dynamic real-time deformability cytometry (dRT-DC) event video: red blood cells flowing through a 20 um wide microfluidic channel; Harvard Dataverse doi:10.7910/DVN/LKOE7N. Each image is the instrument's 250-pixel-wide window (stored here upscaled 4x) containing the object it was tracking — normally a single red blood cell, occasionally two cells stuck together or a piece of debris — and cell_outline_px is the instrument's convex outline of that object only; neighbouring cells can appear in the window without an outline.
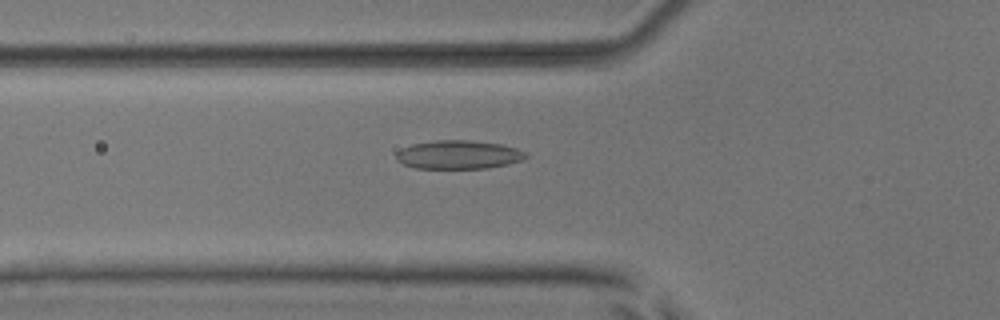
{"species": "common noctule bat (a hibernating species)", "species_latin": "Nyctalus noctula", "temperature_condition": "room temperature", "stored_images_in_passage": 40, "camera_frame_rate_fps": 3000, "um_per_image_px": 0.085, "animal": {"sex": "male", "body_mass_g": 17.9, "forearm_length_mm": 54.2}, "frame": {"image": 1, "passage_image": 10, "time_ms": 3.0, "image_size_px": [1000, 320], "cell_outline_px": [[528, 156], [520, 160], [508, 164], [488, 168], [416, 168], [404, 164], [396, 160], [396, 152], [400, 148], [412, 144], [436, 140], [472, 140], [500, 144], [516, 148], [528, 152]], "centroid_in_image_um": [38.97, 13.14], "position_along_channel_um": 86.8, "area_um2": 21.68}}
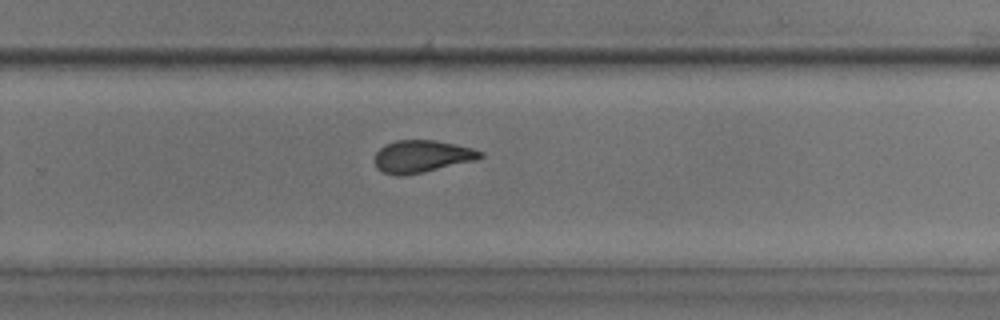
{"frame": {"image": 2, "passage_image": 26, "time_ms": 8.333, "image_size_px": [1000, 320], "cell_outline_px": [[484, 156], [476, 160], [424, 172], [400, 176], [396, 176], [384, 172], [376, 168], [376, 152], [384, 144], [396, 140], [436, 140], [456, 144], [472, 148], [484, 152]], "centroid_in_image_um": [35.88, 13.28], "position_along_channel_um": 293.9, "area_um2": 19.94}}
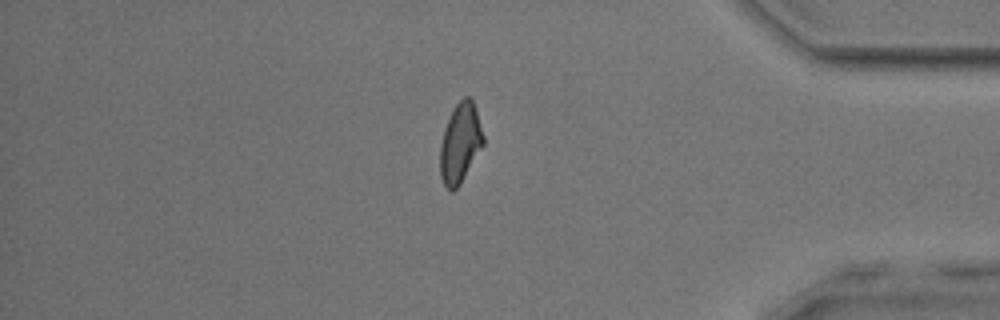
{"frame": {"image": 3, "passage_image": 36, "time_ms": 11.667, "image_size_px": [1000, 320], "cell_outline_px": [[484, 144], [460, 184], [452, 192], [444, 184], [440, 176], [440, 144], [444, 128], [456, 104], [464, 96], [468, 96], [472, 100], [484, 136]], "centroid_in_image_um": [39.11, 12.18], "position_along_channel_um": 396.1, "area_um2": 19.77}}